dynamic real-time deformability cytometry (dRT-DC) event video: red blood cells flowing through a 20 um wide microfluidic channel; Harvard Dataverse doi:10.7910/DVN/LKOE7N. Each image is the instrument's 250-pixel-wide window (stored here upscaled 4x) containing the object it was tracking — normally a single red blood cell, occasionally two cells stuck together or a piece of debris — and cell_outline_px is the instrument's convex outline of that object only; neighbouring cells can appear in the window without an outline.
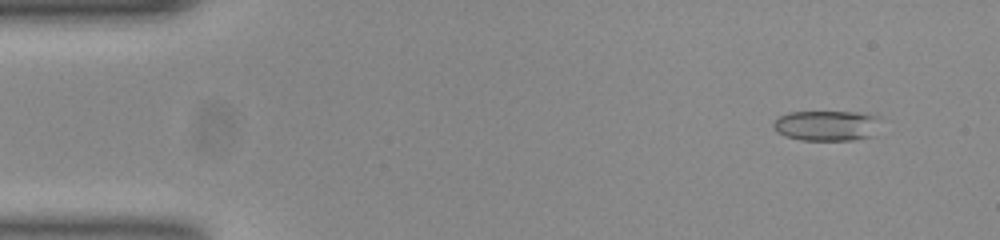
{"species": "common noctule bat (a hibernating species)", "species_latin": "Nyctalus noctula", "temperature_condition": "room temperature", "stored_images_in_passage": 53, "camera_frame_rate_fps": 3000, "um_per_image_px": 0.085, "animal": {"sex": "female", "body_mass_g": 23.0, "forearm_length_mm": 53.4}, "frame": {"image": 1, "passage_image": 5, "time_ms": 1.333, "image_size_px": [1000, 240], "cell_outline_px": [[880, 116], [872, 136], [852, 140], [800, 140], [784, 136], [776, 132], [772, 124], [780, 116], [788, 112], [860, 112]], "centroid_in_image_um": [70.23, 10.67], "position_along_channel_um": 14.8, "area_um2": 18.96}}
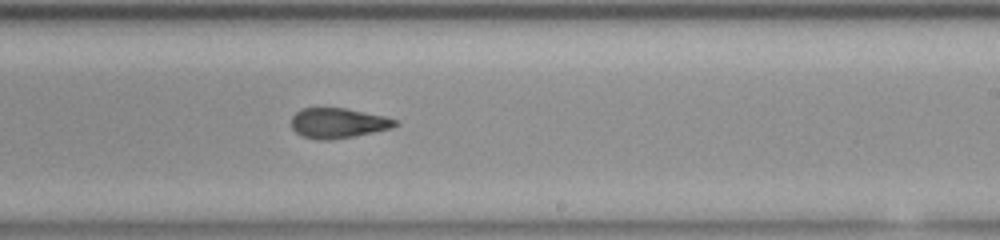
{"frame": {"image": 2, "passage_image": 32, "time_ms": 10.333, "image_size_px": [1000, 240], "cell_outline_px": [[400, 124], [392, 128], [352, 136], [328, 140], [316, 140], [304, 136], [296, 132], [292, 128], [292, 116], [300, 108], [344, 108], [384, 116], [400, 120]], "centroid_in_image_um": [28.75, 10.45], "position_along_channel_um": 260.2, "area_um2": 18.15}}
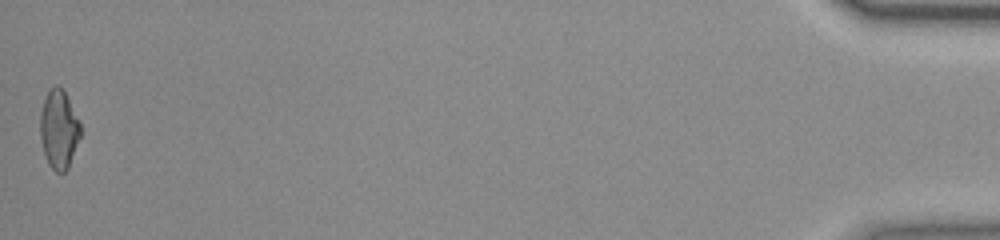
{"frame": {"image": 3, "passage_image": 53, "time_ms": 17.333, "image_size_px": [1000, 240], "cell_outline_px": [[80, 136], [68, 168], [64, 172], [56, 172], [48, 164], [44, 152], [40, 136], [40, 112], [48, 88], [56, 84], [64, 92], [80, 120]], "centroid_in_image_um": [4.99, 10.97], "position_along_channel_um": 430.2, "area_um2": 18.38}, "authors_computed_cell_mechanics": {"area_um2": 18.6694, "velocity_mm_per_s": 3.8811, "shape_relaxation_time_tau1_ms": null, "shape_relaxation_time_tau2_ms": 1.7757, "deformation_change_tau1": null, "deformation_change_tau2": 0.093}}